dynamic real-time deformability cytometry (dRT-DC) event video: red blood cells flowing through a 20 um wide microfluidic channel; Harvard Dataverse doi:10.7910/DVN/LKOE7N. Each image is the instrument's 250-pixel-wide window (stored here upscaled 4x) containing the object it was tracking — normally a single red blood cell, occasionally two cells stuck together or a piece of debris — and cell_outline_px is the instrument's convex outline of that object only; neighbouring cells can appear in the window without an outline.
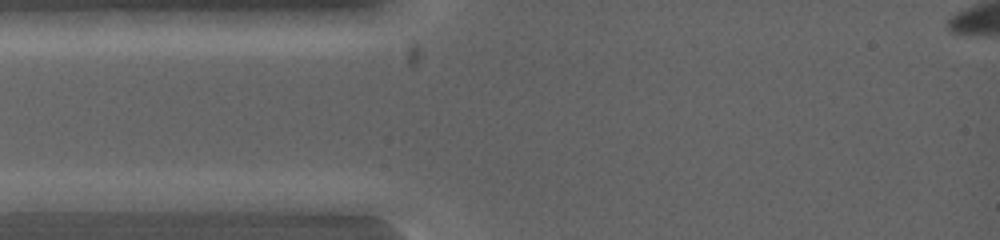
{"species": "common noctule bat (a hibernating species)", "species_latin": "Nyctalus noctula", "temperature_condition": "warm", "stored_images_in_passage": 2, "camera_frame_rate_fps": 5000, "um_per_image_px": 0.085, "animal": {"sex": "female", "body_mass_g": 19.0, "forearm_length_mm": 53.3}, "frame": {"image": 1, "passage_image": 1, "time_ms": 0.0, "image_size_px": [1000, 240], "cell_outline_px": [[124, 200], [112, 212], [16, 212], [16, 200], [40, 192], [104, 192]], "centroid_in_image_um": [5.82, 17.21], "position_along_channel_um": 79.2, "area_um2": 13.81}}